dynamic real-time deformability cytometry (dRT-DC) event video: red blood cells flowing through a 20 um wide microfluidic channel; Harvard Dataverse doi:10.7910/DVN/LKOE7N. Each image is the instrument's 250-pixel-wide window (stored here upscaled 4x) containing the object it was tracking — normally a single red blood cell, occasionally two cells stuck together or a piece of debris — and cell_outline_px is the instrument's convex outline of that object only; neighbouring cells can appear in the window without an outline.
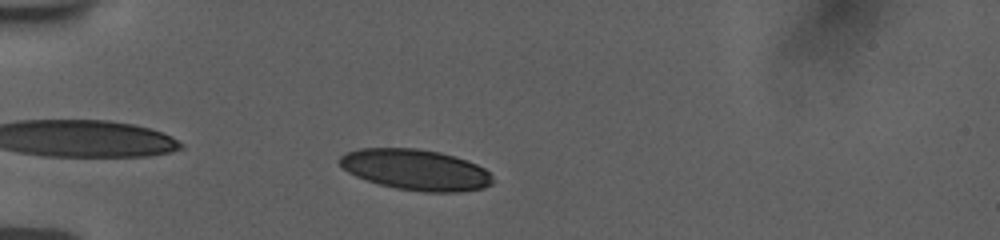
{"species": "human", "species_latin": "Homo sapiens", "temperature_condition": "room temperature", "stored_images_in_passage": 43, "camera_frame_rate_fps": 3000, "um_per_image_px": 0.085, "donor": {"sex": "female"}, "frame": {"image": 1, "passage_image": 4, "time_ms": 1.0, "image_size_px": [1000, 240], "cell_outline_px": [[492, 184], [484, 188], [456, 192], [424, 192], [396, 188], [380, 184], [356, 176], [348, 172], [336, 160], [344, 152], [360, 148], [416, 148], [440, 152], [476, 164], [484, 168], [492, 176]], "centroid_in_image_um": [35.3, 14.42], "position_along_channel_um": 49.7, "area_um2": 36.3}}
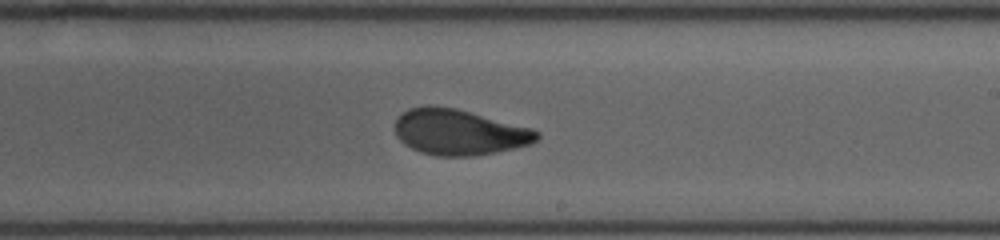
{"frame": {"image": 2, "passage_image": 22, "time_ms": 7.0, "image_size_px": [1000, 240], "cell_outline_px": [[540, 136], [532, 144], [516, 148], [476, 156], [436, 156], [420, 152], [404, 144], [396, 136], [396, 120], [408, 108], [428, 104], [456, 108], [532, 128], [540, 132]], "centroid_in_image_um": [39.04, 11.23], "position_along_channel_um": 250.0, "area_um2": 38.03}}
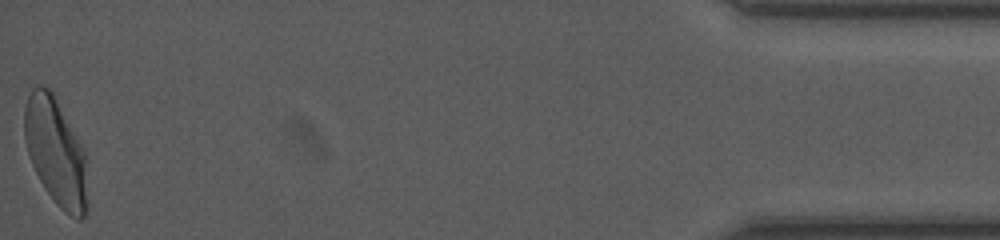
{"frame": {"image": 3, "passage_image": 43, "time_ms": 14.0, "image_size_px": [1000, 240], "cell_outline_px": [[88, 212], [80, 220], [76, 220], [64, 212], [56, 204], [44, 188], [32, 164], [24, 140], [24, 108], [28, 96], [32, 88], [40, 84], [48, 88], [52, 92], [88, 156]], "centroid_in_image_um": [4.79, 12.97], "position_along_channel_um": 430.4, "area_um2": 40.23}, "authors_computed_cell_mechanics": {"area_um2": 37.859, "velocity_mm_per_s": 3.7677, "shape_relaxation_time_tau1_ms": 5.141, "shape_relaxation_time_tau2_ms": 1.1187, "deformation_change_tau1": 0.1626, "deformation_change_tau2": 0.07}}